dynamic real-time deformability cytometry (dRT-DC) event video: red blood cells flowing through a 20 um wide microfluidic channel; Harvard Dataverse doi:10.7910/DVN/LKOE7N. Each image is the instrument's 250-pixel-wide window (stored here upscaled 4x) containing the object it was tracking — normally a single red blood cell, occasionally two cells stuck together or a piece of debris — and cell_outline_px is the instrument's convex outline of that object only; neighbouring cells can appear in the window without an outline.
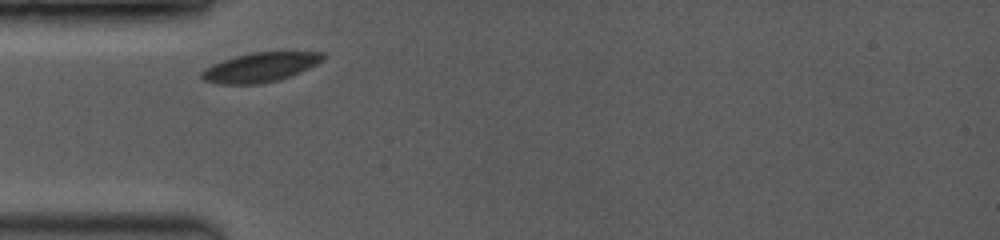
{"species": "common noctule bat (a hibernating species)", "species_latin": "Nyctalus noctula", "temperature_condition": "room temperature", "stored_images_in_passage": 69, "camera_frame_rate_fps": 3500, "um_per_image_px": 0.085, "animal": {"sex": "female", "body_mass_g": 19.0, "forearm_length_mm": 53.3}, "frame": {"image": 1, "passage_image": 1, "time_ms": 0.0, "image_size_px": [1000, 240], "cell_outline_px": [[328, 56], [324, 60], [300, 72], [264, 84], [220, 84], [204, 80], [200, 76], [200, 72], [204, 68], [212, 64], [236, 56], [252, 52], [280, 48], [324, 52]], "centroid_in_image_um": [22.23, 5.65], "position_along_channel_um": 62.8, "area_um2": 21.79}}
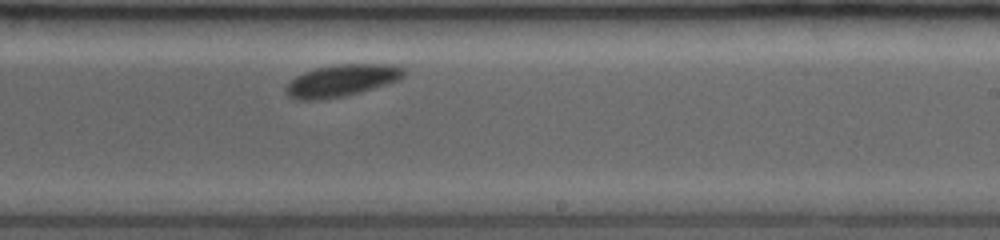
{"frame": {"image": 2, "passage_image": 40, "time_ms": 5.143, "image_size_px": [1000, 240], "cell_outline_px": [[408, 72], [404, 76], [396, 80], [360, 92], [344, 96], [324, 100], [292, 100], [284, 92], [284, 88], [296, 76], [304, 72], [316, 68], [336, 64], [392, 64], [408, 68]], "centroid_in_image_um": [29.03, 6.85], "position_along_channel_um": 260.0, "area_um2": 22.2}}
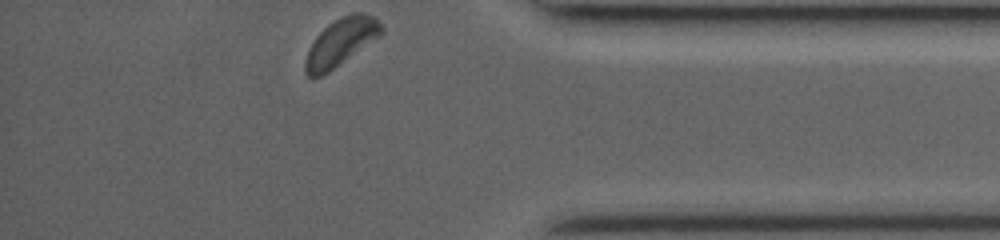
{"frame": {"image": 3, "passage_image": 69, "time_ms": 9.143, "image_size_px": [1000, 240], "cell_outline_px": [[384, 28], [380, 36], [328, 72], [312, 80], [304, 72], [304, 60], [316, 36], [328, 24], [340, 16], [352, 12], [364, 12], [376, 16]], "centroid_in_image_um": [28.98, 3.57], "position_along_channel_um": 406.2, "area_um2": 21.15}, "authors_computed_cell_mechanics": {"area_um2": 21.5594, "velocity_mm_per_s": 3.8722, "shape_relaxation_time_tau1_ms": 1.2638, "shape_relaxation_time_tau2_ms": null, "deformation_change_tau1": 0.0495, "deformation_change_tau2": null}}